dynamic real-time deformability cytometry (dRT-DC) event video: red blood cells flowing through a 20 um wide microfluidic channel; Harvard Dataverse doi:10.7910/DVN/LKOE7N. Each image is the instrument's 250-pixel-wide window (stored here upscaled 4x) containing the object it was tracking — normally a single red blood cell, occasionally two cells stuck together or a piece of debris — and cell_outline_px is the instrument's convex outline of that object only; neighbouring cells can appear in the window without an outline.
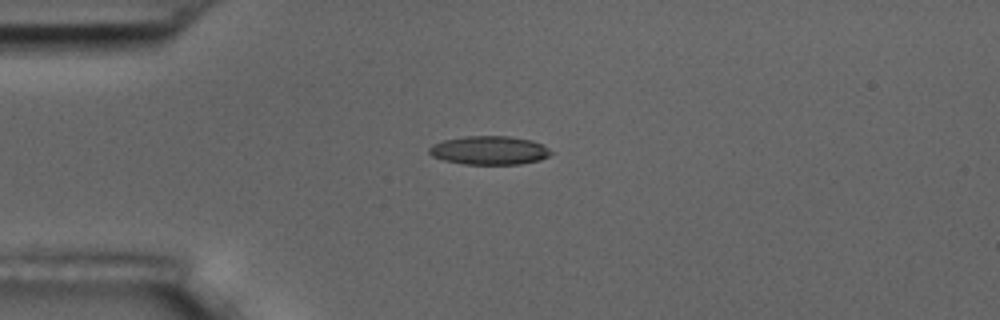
{"species": "common noctule bat (a hibernating species)", "species_latin": "Nyctalus noctula", "temperature_condition": "room temperature", "stored_images_in_passage": 3, "camera_frame_rate_fps": 3000, "um_per_image_px": 0.085, "animal": {"sex": "male", "body_mass_g": 17.5, "forearm_length_mm": 52.3}, "frame": {"image": 1, "passage_image": 1, "time_ms": 0.0, "image_size_px": [1000, 320], "cell_outline_px": [[552, 152], [548, 156], [540, 160], [520, 164], [464, 164], [444, 160], [432, 156], [428, 152], [428, 148], [432, 144], [444, 140], [464, 136], [508, 136], [532, 140], [544, 144]], "centroid_in_image_um": [41.59, 12.77], "position_along_channel_um": 43.4, "area_um2": 20.4}}